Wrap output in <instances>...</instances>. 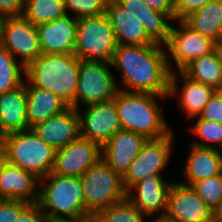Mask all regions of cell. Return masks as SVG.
<instances>
[{
    "label": "cell",
    "instance_id": "1",
    "mask_svg": "<svg viewBox=\"0 0 222 222\" xmlns=\"http://www.w3.org/2000/svg\"><path fill=\"white\" fill-rule=\"evenodd\" d=\"M111 65L122 76L125 88L120 86V90L168 96L171 71L164 45L118 44Z\"/></svg>",
    "mask_w": 222,
    "mask_h": 222
},
{
    "label": "cell",
    "instance_id": "2",
    "mask_svg": "<svg viewBox=\"0 0 222 222\" xmlns=\"http://www.w3.org/2000/svg\"><path fill=\"white\" fill-rule=\"evenodd\" d=\"M168 99L146 92L120 90L114 97L122 130L132 131L147 139L167 136L173 129L168 126L157 99Z\"/></svg>",
    "mask_w": 222,
    "mask_h": 222
},
{
    "label": "cell",
    "instance_id": "3",
    "mask_svg": "<svg viewBox=\"0 0 222 222\" xmlns=\"http://www.w3.org/2000/svg\"><path fill=\"white\" fill-rule=\"evenodd\" d=\"M80 60L74 54H41L26 66L25 80L58 95L70 106L75 102Z\"/></svg>",
    "mask_w": 222,
    "mask_h": 222
},
{
    "label": "cell",
    "instance_id": "4",
    "mask_svg": "<svg viewBox=\"0 0 222 222\" xmlns=\"http://www.w3.org/2000/svg\"><path fill=\"white\" fill-rule=\"evenodd\" d=\"M40 187L37 203L48 222L79 219L89 215L84 208L80 177L50 172L40 178Z\"/></svg>",
    "mask_w": 222,
    "mask_h": 222
},
{
    "label": "cell",
    "instance_id": "5",
    "mask_svg": "<svg viewBox=\"0 0 222 222\" xmlns=\"http://www.w3.org/2000/svg\"><path fill=\"white\" fill-rule=\"evenodd\" d=\"M5 160L39 178L48 175L55 162L56 150L40 139L32 129L5 134L1 140Z\"/></svg>",
    "mask_w": 222,
    "mask_h": 222
},
{
    "label": "cell",
    "instance_id": "6",
    "mask_svg": "<svg viewBox=\"0 0 222 222\" xmlns=\"http://www.w3.org/2000/svg\"><path fill=\"white\" fill-rule=\"evenodd\" d=\"M117 45L106 13L78 19L74 55L79 60L111 63Z\"/></svg>",
    "mask_w": 222,
    "mask_h": 222
},
{
    "label": "cell",
    "instance_id": "7",
    "mask_svg": "<svg viewBox=\"0 0 222 222\" xmlns=\"http://www.w3.org/2000/svg\"><path fill=\"white\" fill-rule=\"evenodd\" d=\"M84 208L89 215L126 198L122 176L102 159L80 177Z\"/></svg>",
    "mask_w": 222,
    "mask_h": 222
},
{
    "label": "cell",
    "instance_id": "8",
    "mask_svg": "<svg viewBox=\"0 0 222 222\" xmlns=\"http://www.w3.org/2000/svg\"><path fill=\"white\" fill-rule=\"evenodd\" d=\"M111 68V63L106 61L80 60L75 102L72 107L80 110V101L87 106L114 99L119 86Z\"/></svg>",
    "mask_w": 222,
    "mask_h": 222
},
{
    "label": "cell",
    "instance_id": "9",
    "mask_svg": "<svg viewBox=\"0 0 222 222\" xmlns=\"http://www.w3.org/2000/svg\"><path fill=\"white\" fill-rule=\"evenodd\" d=\"M174 22L179 23V28L171 26L168 40L164 44L167 65L171 73L182 71L196 58L208 55L219 47L214 40L193 31L182 20ZM170 58L175 63L176 70L170 65Z\"/></svg>",
    "mask_w": 222,
    "mask_h": 222
},
{
    "label": "cell",
    "instance_id": "10",
    "mask_svg": "<svg viewBox=\"0 0 222 222\" xmlns=\"http://www.w3.org/2000/svg\"><path fill=\"white\" fill-rule=\"evenodd\" d=\"M174 134L171 131L167 136L159 139H148L142 146L136 158L129 165L122 176V182L127 191L132 185L150 175H162L163 169L168 166L172 155Z\"/></svg>",
    "mask_w": 222,
    "mask_h": 222
},
{
    "label": "cell",
    "instance_id": "11",
    "mask_svg": "<svg viewBox=\"0 0 222 222\" xmlns=\"http://www.w3.org/2000/svg\"><path fill=\"white\" fill-rule=\"evenodd\" d=\"M1 46L25 67L42 54L36 25L23 16L5 18Z\"/></svg>",
    "mask_w": 222,
    "mask_h": 222
},
{
    "label": "cell",
    "instance_id": "12",
    "mask_svg": "<svg viewBox=\"0 0 222 222\" xmlns=\"http://www.w3.org/2000/svg\"><path fill=\"white\" fill-rule=\"evenodd\" d=\"M79 112L80 137L103 146L112 135L122 129L114 99L85 106Z\"/></svg>",
    "mask_w": 222,
    "mask_h": 222
},
{
    "label": "cell",
    "instance_id": "13",
    "mask_svg": "<svg viewBox=\"0 0 222 222\" xmlns=\"http://www.w3.org/2000/svg\"><path fill=\"white\" fill-rule=\"evenodd\" d=\"M102 159V146L79 137L65 147L56 150L52 173L81 177L91 166Z\"/></svg>",
    "mask_w": 222,
    "mask_h": 222
},
{
    "label": "cell",
    "instance_id": "14",
    "mask_svg": "<svg viewBox=\"0 0 222 222\" xmlns=\"http://www.w3.org/2000/svg\"><path fill=\"white\" fill-rule=\"evenodd\" d=\"M172 181L162 175H150L132 185L126 191V198L146 216L164 214L167 211Z\"/></svg>",
    "mask_w": 222,
    "mask_h": 222
},
{
    "label": "cell",
    "instance_id": "15",
    "mask_svg": "<svg viewBox=\"0 0 222 222\" xmlns=\"http://www.w3.org/2000/svg\"><path fill=\"white\" fill-rule=\"evenodd\" d=\"M166 213L178 222H213L214 211L195 193L191 186L173 183Z\"/></svg>",
    "mask_w": 222,
    "mask_h": 222
},
{
    "label": "cell",
    "instance_id": "16",
    "mask_svg": "<svg viewBox=\"0 0 222 222\" xmlns=\"http://www.w3.org/2000/svg\"><path fill=\"white\" fill-rule=\"evenodd\" d=\"M78 19L66 14L36 26L43 54H74Z\"/></svg>",
    "mask_w": 222,
    "mask_h": 222
},
{
    "label": "cell",
    "instance_id": "17",
    "mask_svg": "<svg viewBox=\"0 0 222 222\" xmlns=\"http://www.w3.org/2000/svg\"><path fill=\"white\" fill-rule=\"evenodd\" d=\"M32 131L55 150L80 137L78 110L70 106L64 112L31 127Z\"/></svg>",
    "mask_w": 222,
    "mask_h": 222
},
{
    "label": "cell",
    "instance_id": "18",
    "mask_svg": "<svg viewBox=\"0 0 222 222\" xmlns=\"http://www.w3.org/2000/svg\"><path fill=\"white\" fill-rule=\"evenodd\" d=\"M40 178L33 172L10 164L6 160L0 167V199L36 203L39 199Z\"/></svg>",
    "mask_w": 222,
    "mask_h": 222
},
{
    "label": "cell",
    "instance_id": "19",
    "mask_svg": "<svg viewBox=\"0 0 222 222\" xmlns=\"http://www.w3.org/2000/svg\"><path fill=\"white\" fill-rule=\"evenodd\" d=\"M147 140L141 134L121 129L102 146V160L123 176Z\"/></svg>",
    "mask_w": 222,
    "mask_h": 222
},
{
    "label": "cell",
    "instance_id": "20",
    "mask_svg": "<svg viewBox=\"0 0 222 222\" xmlns=\"http://www.w3.org/2000/svg\"><path fill=\"white\" fill-rule=\"evenodd\" d=\"M178 79H182L181 89L177 84ZM216 91L214 87L190 79L182 71H175L170 75L168 98L177 96L180 109L190 119H196L200 115Z\"/></svg>",
    "mask_w": 222,
    "mask_h": 222
},
{
    "label": "cell",
    "instance_id": "21",
    "mask_svg": "<svg viewBox=\"0 0 222 222\" xmlns=\"http://www.w3.org/2000/svg\"><path fill=\"white\" fill-rule=\"evenodd\" d=\"M106 15L118 44L147 45L154 42L147 36L142 23L116 0H108Z\"/></svg>",
    "mask_w": 222,
    "mask_h": 222
},
{
    "label": "cell",
    "instance_id": "22",
    "mask_svg": "<svg viewBox=\"0 0 222 222\" xmlns=\"http://www.w3.org/2000/svg\"><path fill=\"white\" fill-rule=\"evenodd\" d=\"M189 147V155L186 158V165L182 172L185 181H181L182 184L190 186L194 182L222 173L221 150L199 147L193 144Z\"/></svg>",
    "mask_w": 222,
    "mask_h": 222
},
{
    "label": "cell",
    "instance_id": "23",
    "mask_svg": "<svg viewBox=\"0 0 222 222\" xmlns=\"http://www.w3.org/2000/svg\"><path fill=\"white\" fill-rule=\"evenodd\" d=\"M30 129L27 120V94L23 85L0 93V133L2 135Z\"/></svg>",
    "mask_w": 222,
    "mask_h": 222
},
{
    "label": "cell",
    "instance_id": "24",
    "mask_svg": "<svg viewBox=\"0 0 222 222\" xmlns=\"http://www.w3.org/2000/svg\"><path fill=\"white\" fill-rule=\"evenodd\" d=\"M125 10L142 23L147 36L157 44L164 45L174 20L167 14L149 8L142 0H116ZM171 21V22H170Z\"/></svg>",
    "mask_w": 222,
    "mask_h": 222
},
{
    "label": "cell",
    "instance_id": "25",
    "mask_svg": "<svg viewBox=\"0 0 222 222\" xmlns=\"http://www.w3.org/2000/svg\"><path fill=\"white\" fill-rule=\"evenodd\" d=\"M25 89L27 94V120L28 127L45 121L64 112L70 107L62 98L49 90L31 86L25 80Z\"/></svg>",
    "mask_w": 222,
    "mask_h": 222
},
{
    "label": "cell",
    "instance_id": "26",
    "mask_svg": "<svg viewBox=\"0 0 222 222\" xmlns=\"http://www.w3.org/2000/svg\"><path fill=\"white\" fill-rule=\"evenodd\" d=\"M193 31L222 46V0H211L182 20Z\"/></svg>",
    "mask_w": 222,
    "mask_h": 222
},
{
    "label": "cell",
    "instance_id": "27",
    "mask_svg": "<svg viewBox=\"0 0 222 222\" xmlns=\"http://www.w3.org/2000/svg\"><path fill=\"white\" fill-rule=\"evenodd\" d=\"M182 72L190 79L221 91V46L214 52L196 58Z\"/></svg>",
    "mask_w": 222,
    "mask_h": 222
},
{
    "label": "cell",
    "instance_id": "28",
    "mask_svg": "<svg viewBox=\"0 0 222 222\" xmlns=\"http://www.w3.org/2000/svg\"><path fill=\"white\" fill-rule=\"evenodd\" d=\"M66 14L64 0H25L24 3L23 17L36 26Z\"/></svg>",
    "mask_w": 222,
    "mask_h": 222
},
{
    "label": "cell",
    "instance_id": "29",
    "mask_svg": "<svg viewBox=\"0 0 222 222\" xmlns=\"http://www.w3.org/2000/svg\"><path fill=\"white\" fill-rule=\"evenodd\" d=\"M0 46V93L15 89L25 82L26 67Z\"/></svg>",
    "mask_w": 222,
    "mask_h": 222
},
{
    "label": "cell",
    "instance_id": "30",
    "mask_svg": "<svg viewBox=\"0 0 222 222\" xmlns=\"http://www.w3.org/2000/svg\"><path fill=\"white\" fill-rule=\"evenodd\" d=\"M94 216L97 222H144V218L148 217L127 198L109 205Z\"/></svg>",
    "mask_w": 222,
    "mask_h": 222
},
{
    "label": "cell",
    "instance_id": "31",
    "mask_svg": "<svg viewBox=\"0 0 222 222\" xmlns=\"http://www.w3.org/2000/svg\"><path fill=\"white\" fill-rule=\"evenodd\" d=\"M190 128L195 137H198L197 140H193V145L222 149V123L197 118L194 125Z\"/></svg>",
    "mask_w": 222,
    "mask_h": 222
},
{
    "label": "cell",
    "instance_id": "32",
    "mask_svg": "<svg viewBox=\"0 0 222 222\" xmlns=\"http://www.w3.org/2000/svg\"><path fill=\"white\" fill-rule=\"evenodd\" d=\"M190 186L216 214L222 206V173L194 182Z\"/></svg>",
    "mask_w": 222,
    "mask_h": 222
},
{
    "label": "cell",
    "instance_id": "33",
    "mask_svg": "<svg viewBox=\"0 0 222 222\" xmlns=\"http://www.w3.org/2000/svg\"><path fill=\"white\" fill-rule=\"evenodd\" d=\"M108 0H64L67 14L73 12L77 19L105 13Z\"/></svg>",
    "mask_w": 222,
    "mask_h": 222
},
{
    "label": "cell",
    "instance_id": "34",
    "mask_svg": "<svg viewBox=\"0 0 222 222\" xmlns=\"http://www.w3.org/2000/svg\"><path fill=\"white\" fill-rule=\"evenodd\" d=\"M197 118L222 123V91L214 93Z\"/></svg>",
    "mask_w": 222,
    "mask_h": 222
},
{
    "label": "cell",
    "instance_id": "35",
    "mask_svg": "<svg viewBox=\"0 0 222 222\" xmlns=\"http://www.w3.org/2000/svg\"><path fill=\"white\" fill-rule=\"evenodd\" d=\"M28 204L21 200L0 199V222H14Z\"/></svg>",
    "mask_w": 222,
    "mask_h": 222
},
{
    "label": "cell",
    "instance_id": "36",
    "mask_svg": "<svg viewBox=\"0 0 222 222\" xmlns=\"http://www.w3.org/2000/svg\"><path fill=\"white\" fill-rule=\"evenodd\" d=\"M211 0H174V21L183 20L190 13L203 8Z\"/></svg>",
    "mask_w": 222,
    "mask_h": 222
},
{
    "label": "cell",
    "instance_id": "37",
    "mask_svg": "<svg viewBox=\"0 0 222 222\" xmlns=\"http://www.w3.org/2000/svg\"><path fill=\"white\" fill-rule=\"evenodd\" d=\"M14 222H48L45 214L42 212L40 205L29 203L20 213Z\"/></svg>",
    "mask_w": 222,
    "mask_h": 222
},
{
    "label": "cell",
    "instance_id": "38",
    "mask_svg": "<svg viewBox=\"0 0 222 222\" xmlns=\"http://www.w3.org/2000/svg\"><path fill=\"white\" fill-rule=\"evenodd\" d=\"M25 0H0V15L4 17H22Z\"/></svg>",
    "mask_w": 222,
    "mask_h": 222
},
{
    "label": "cell",
    "instance_id": "39",
    "mask_svg": "<svg viewBox=\"0 0 222 222\" xmlns=\"http://www.w3.org/2000/svg\"><path fill=\"white\" fill-rule=\"evenodd\" d=\"M149 8L167 13L174 20V0H142Z\"/></svg>",
    "mask_w": 222,
    "mask_h": 222
},
{
    "label": "cell",
    "instance_id": "40",
    "mask_svg": "<svg viewBox=\"0 0 222 222\" xmlns=\"http://www.w3.org/2000/svg\"><path fill=\"white\" fill-rule=\"evenodd\" d=\"M152 216H154V218L151 222H178L174 218H172L170 215H168L167 213L158 214L157 216L151 215V216H148V218H150Z\"/></svg>",
    "mask_w": 222,
    "mask_h": 222
},
{
    "label": "cell",
    "instance_id": "41",
    "mask_svg": "<svg viewBox=\"0 0 222 222\" xmlns=\"http://www.w3.org/2000/svg\"><path fill=\"white\" fill-rule=\"evenodd\" d=\"M56 222H97L94 215H87L79 219L59 220Z\"/></svg>",
    "mask_w": 222,
    "mask_h": 222
},
{
    "label": "cell",
    "instance_id": "42",
    "mask_svg": "<svg viewBox=\"0 0 222 222\" xmlns=\"http://www.w3.org/2000/svg\"><path fill=\"white\" fill-rule=\"evenodd\" d=\"M4 161H5V149L3 147L2 142H0V167Z\"/></svg>",
    "mask_w": 222,
    "mask_h": 222
},
{
    "label": "cell",
    "instance_id": "43",
    "mask_svg": "<svg viewBox=\"0 0 222 222\" xmlns=\"http://www.w3.org/2000/svg\"><path fill=\"white\" fill-rule=\"evenodd\" d=\"M5 18L6 17L0 15V46H1V43H2L3 24H4V21H5Z\"/></svg>",
    "mask_w": 222,
    "mask_h": 222
},
{
    "label": "cell",
    "instance_id": "44",
    "mask_svg": "<svg viewBox=\"0 0 222 222\" xmlns=\"http://www.w3.org/2000/svg\"><path fill=\"white\" fill-rule=\"evenodd\" d=\"M216 220L222 222V206L216 213Z\"/></svg>",
    "mask_w": 222,
    "mask_h": 222
},
{
    "label": "cell",
    "instance_id": "45",
    "mask_svg": "<svg viewBox=\"0 0 222 222\" xmlns=\"http://www.w3.org/2000/svg\"><path fill=\"white\" fill-rule=\"evenodd\" d=\"M221 67H222V46H221ZM221 91H222V80H221Z\"/></svg>",
    "mask_w": 222,
    "mask_h": 222
},
{
    "label": "cell",
    "instance_id": "46",
    "mask_svg": "<svg viewBox=\"0 0 222 222\" xmlns=\"http://www.w3.org/2000/svg\"><path fill=\"white\" fill-rule=\"evenodd\" d=\"M2 137H3V135L0 133V142H1V140H2Z\"/></svg>",
    "mask_w": 222,
    "mask_h": 222
}]
</instances>
